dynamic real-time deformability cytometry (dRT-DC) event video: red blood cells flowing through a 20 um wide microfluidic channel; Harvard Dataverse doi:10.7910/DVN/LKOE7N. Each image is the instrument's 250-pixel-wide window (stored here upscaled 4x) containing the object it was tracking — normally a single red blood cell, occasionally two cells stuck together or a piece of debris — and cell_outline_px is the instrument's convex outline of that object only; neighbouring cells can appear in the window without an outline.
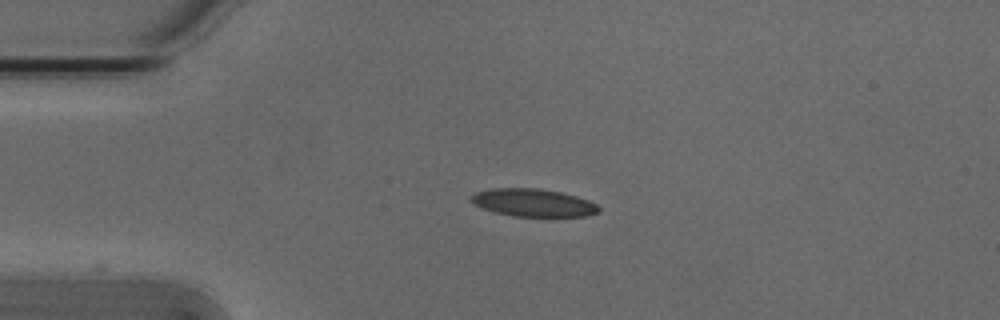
{"species": "Egyptian fruit bat (a non-hibernating species)", "species_latin": "Rousettus aegyptiacus", "temperature_condition": "cold", "stored_images_in_passage": 8, "camera_frame_rate_fps": 3000, "um_per_image_px": 0.085, "animal": {"sex": "male"}, "frame": {"image": 1, "passage_image": 1, "time_ms": 0.0, "image_size_px": [1000, 320], "cell_outline_px": [[600, 212], [584, 216], [512, 216], [492, 212], [472, 204], [468, 196], [476, 192], [492, 188], [540, 188], [560, 192], [576, 196], [588, 200], [596, 204], [600, 208]], "centroid_in_image_um": [45.27, 17.22], "position_along_channel_um": 39.7, "area_um2": 20.81}}